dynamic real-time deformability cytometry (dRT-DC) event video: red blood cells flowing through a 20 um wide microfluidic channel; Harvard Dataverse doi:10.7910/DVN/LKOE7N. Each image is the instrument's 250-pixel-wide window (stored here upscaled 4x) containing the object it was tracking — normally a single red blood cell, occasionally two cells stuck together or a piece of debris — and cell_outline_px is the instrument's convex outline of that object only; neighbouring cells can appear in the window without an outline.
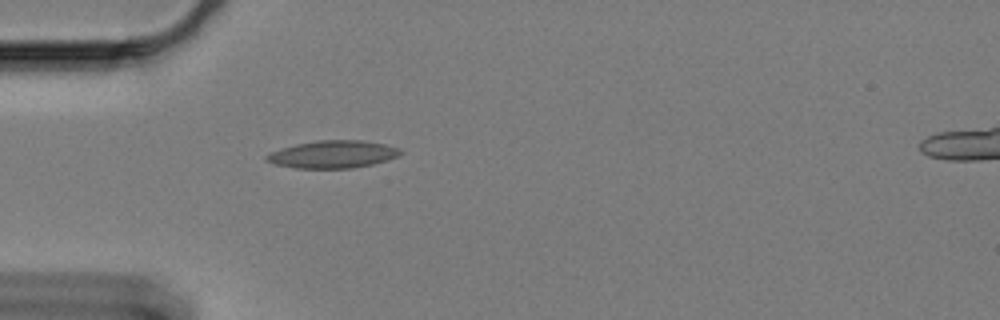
{"species": "Egyptian fruit bat (a non-hibernating species)", "species_latin": "Rousettus aegyptiacus", "temperature_condition": "cold", "stored_images_in_passage": 43, "camera_frame_rate_fps": 3000, "um_per_image_px": 0.085, "animal": {"sex": "female"}, "frame": {"image": 1, "passage_image": 1, "time_ms": 0.0, "image_size_px": [1000, 320], "cell_outline_px": [[404, 152], [400, 156], [388, 160], [372, 164], [352, 168], [296, 168], [276, 164], [264, 160], [264, 156], [272, 152], [296, 144], [316, 140], [360, 140], [384, 144], [400, 148]], "centroid_in_image_um": [28.34, 13.11], "position_along_channel_um": 56.7, "area_um2": 21.44}}
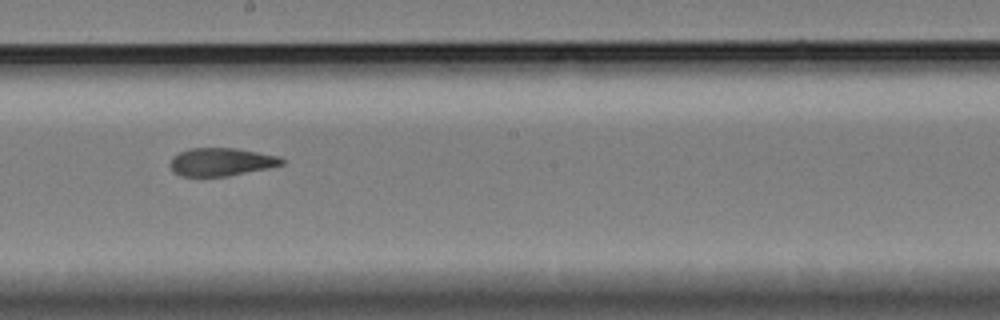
{"frame": {"image": 2, "passage_image": 17, "time_ms": 5.333, "image_size_px": [1000, 320], "cell_outline_px": [[284, 164], [268, 168], [228, 176], [180, 176], [172, 168], [172, 156], [188, 148], [236, 148], [280, 156], [284, 160]], "centroid_in_image_um": [18.84, 13.75], "position_along_channel_um": 229.4, "area_um2": 18.09}}
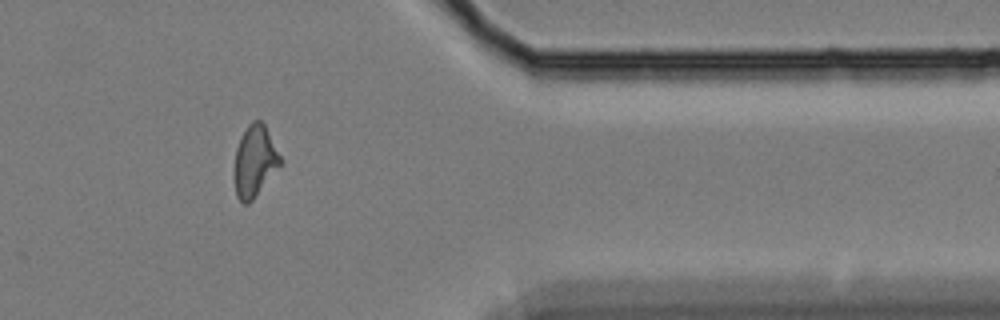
{"frame": {"image": 3, "passage_image": 33, "time_ms": 10.667, "image_size_px": [1000, 320], "cell_outline_px": [[284, 164], [252, 200], [248, 204], [244, 204], [236, 196], [236, 148], [248, 124], [252, 120], [260, 120], [264, 124], [284, 160]], "centroid_in_image_um": [21.73, 13.7], "position_along_channel_um": 389.7, "area_um2": 19.07}, "authors_computed_cell_mechanics": {"area_um2": 19.0162, "velocity_mm_per_s": 3.3282, "shape_relaxation_time_tau1_ms": 6.8811, "shape_relaxation_time_tau2_ms": 2.4221, "deformation_change_tau1": 0.1697, "deformation_change_tau2": 0.0985}}